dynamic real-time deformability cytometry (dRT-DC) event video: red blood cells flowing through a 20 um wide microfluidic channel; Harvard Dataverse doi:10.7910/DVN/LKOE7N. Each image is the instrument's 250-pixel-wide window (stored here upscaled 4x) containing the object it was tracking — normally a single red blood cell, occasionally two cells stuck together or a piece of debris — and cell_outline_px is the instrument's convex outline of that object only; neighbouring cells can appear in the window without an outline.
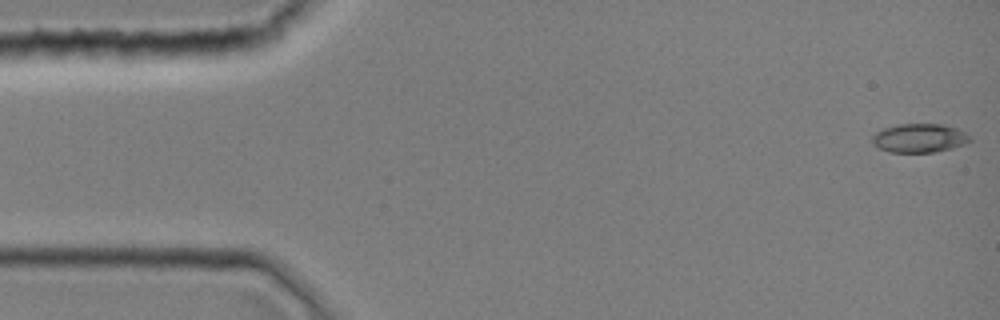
{"species": "common noctule bat (a hibernating species)", "species_latin": "Nyctalus noctula", "temperature_condition": "room temperature", "stored_images_in_passage": 43, "camera_frame_rate_fps": 3000, "um_per_image_px": 0.085, "animal": {"sex": "female", "body_mass_g": 19.0, "forearm_length_mm": 51.5}, "frame": {"image": 1, "passage_image": 1, "time_ms": 0.0, "image_size_px": [1000, 320], "cell_outline_px": [[972, 140], [964, 144], [952, 148], [932, 152], [888, 152], [872, 144], [872, 136], [876, 132], [884, 128], [900, 124], [940, 124], [956, 128], [964, 132]], "centroid_in_image_um": [78.12, 11.74], "position_along_channel_um": 6.9, "area_um2": 16.24}}
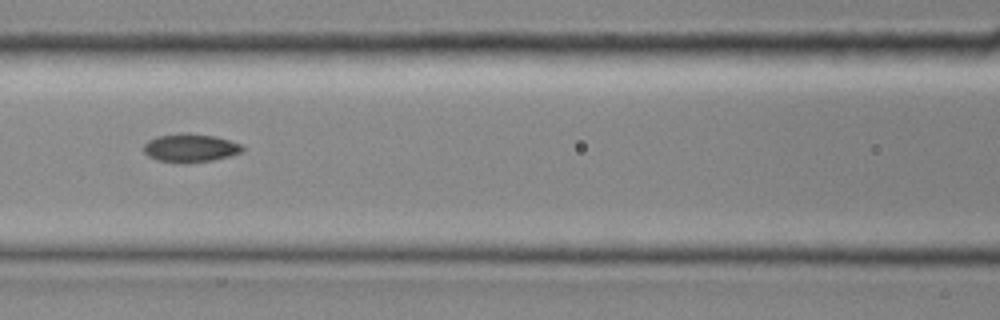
{"frame": {"image": 2, "passage_image": 19, "time_ms": 6.0, "image_size_px": [1000, 320], "cell_outline_px": [[244, 152], [212, 160], [184, 164], [156, 160], [148, 156], [140, 148], [148, 140], [156, 136], [180, 132], [188, 132], [216, 136], [240, 144], [244, 148]], "centroid_in_image_um": [16.12, 12.57], "position_along_channel_um": 150.5, "area_um2": 16.76}}
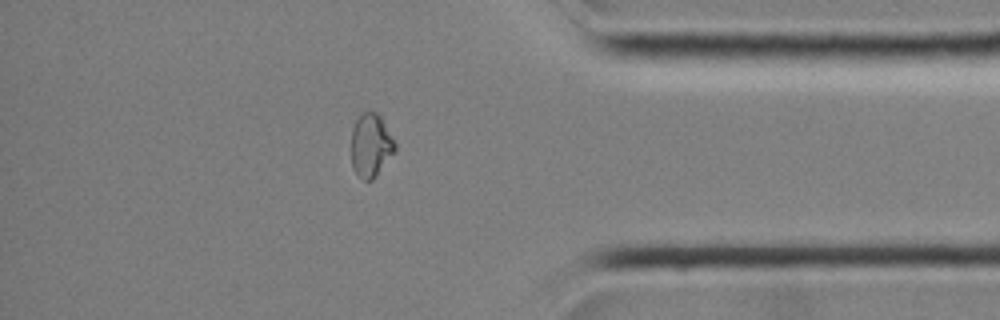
{"frame": {"image": 3, "passage_image": 37, "time_ms": 12.0, "image_size_px": [1000, 320], "cell_outline_px": [[396, 148], [376, 176], [372, 180], [364, 180], [352, 168], [352, 128], [356, 120], [364, 112], [376, 112], [380, 116], [396, 144]], "centroid_in_image_um": [31.51, 12.35], "position_along_channel_um": 403.7, "area_um2": 15.72}}